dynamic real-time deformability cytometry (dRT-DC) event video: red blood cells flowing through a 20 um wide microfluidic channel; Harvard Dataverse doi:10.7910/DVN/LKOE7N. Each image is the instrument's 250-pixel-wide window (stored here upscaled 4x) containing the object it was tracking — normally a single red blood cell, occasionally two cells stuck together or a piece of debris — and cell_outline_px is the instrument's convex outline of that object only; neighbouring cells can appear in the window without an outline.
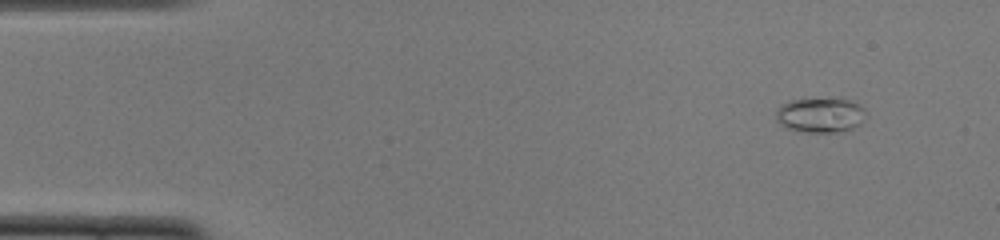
{"species": "common noctule bat (a hibernating species)", "species_latin": "Nyctalus noctula", "temperature_condition": "cold", "stored_images_in_passage": 42, "camera_frame_rate_fps": 3000, "um_per_image_px": 0.085, "animal": {"sex": "female", "body_mass_g": 22.0, "forearm_length_mm": 56.7}, "frame": {"image": 1, "passage_image": 1, "time_ms": 0.0, "image_size_px": [1000, 240], "cell_outline_px": [[864, 112], [860, 124], [852, 128], [840, 132], [804, 132], [784, 128], [776, 120], [776, 112], [784, 104], [792, 100], [840, 96], [860, 104], [864, 108]], "centroid_in_image_um": [69.74, 9.75], "position_along_channel_um": 15.3, "area_um2": 18.61}}
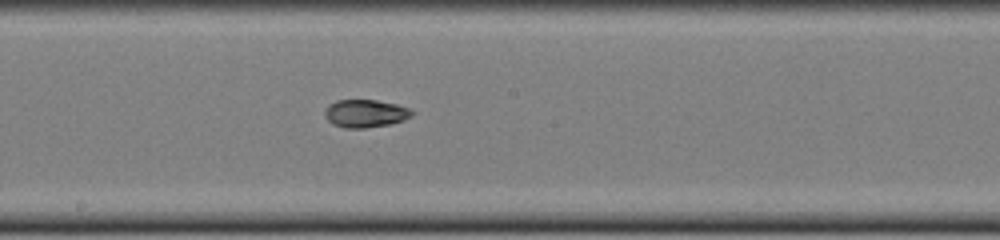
{"frame": {"image": 2, "passage_image": 24, "time_ms": 7.667, "image_size_px": [1000, 240], "cell_outline_px": [[416, 112], [412, 116], [404, 120], [392, 124], [364, 128], [344, 128], [332, 124], [324, 116], [324, 108], [328, 104], [336, 100], [376, 100], [396, 104], [408, 108]], "centroid_in_image_um": [31.04, 9.65], "position_along_channel_um": 217.2, "area_um2": 14.39}}
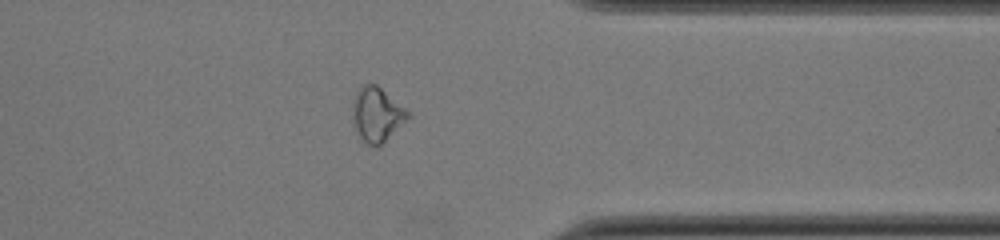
{"frame": {"image": 3, "passage_image": 37, "time_ms": 12.0, "image_size_px": [1000, 240], "cell_outline_px": [[412, 116], [380, 144], [368, 144], [360, 140], [356, 132], [352, 120], [352, 100], [356, 88], [364, 84], [376, 84], [404, 108]], "centroid_in_image_um": [31.97, 9.7], "position_along_channel_um": 379.4, "area_um2": 17.46}, "authors_computed_cell_mechanics": {"area_um2": 14.9702, "velocity_mm_per_s": 3.9291, "shape_relaxation_time_tau1_ms": null, "shape_relaxation_time_tau2_ms": 4.2163, "deformation_change_tau1": null, "deformation_change_tau2": 0.0725}}